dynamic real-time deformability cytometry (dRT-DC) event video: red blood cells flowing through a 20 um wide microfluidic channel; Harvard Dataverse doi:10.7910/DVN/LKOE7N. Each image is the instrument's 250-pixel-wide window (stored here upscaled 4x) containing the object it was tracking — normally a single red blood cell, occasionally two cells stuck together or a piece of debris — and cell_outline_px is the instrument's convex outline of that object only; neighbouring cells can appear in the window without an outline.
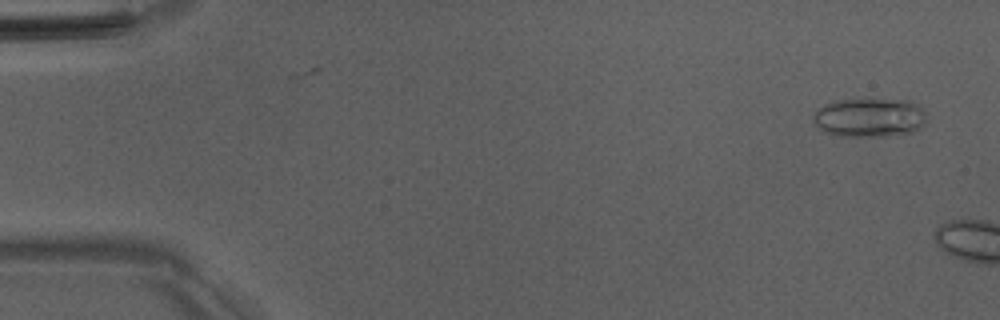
{"species": "Egyptian fruit bat (a non-hibernating species)", "species_latin": "Rousettus aegyptiacus", "temperature_condition": "room temperature", "stored_images_in_passage": 6, "camera_frame_rate_fps": 3000, "um_per_image_px": 0.085, "animal": {"sex": "male"}, "frame": {"image": 1, "passage_image": 2, "time_ms": 0.333, "image_size_px": [1000, 320], "cell_outline_px": [[928, 112], [924, 124], [920, 128], [912, 132], [884, 136], [840, 136], [824, 132], [812, 120], [812, 116], [816, 108], [832, 100], [868, 96], [912, 100], [920, 104]], "centroid_in_image_um": [73.93, 9.91], "position_along_channel_um": 11.1, "area_um2": 27.28}}